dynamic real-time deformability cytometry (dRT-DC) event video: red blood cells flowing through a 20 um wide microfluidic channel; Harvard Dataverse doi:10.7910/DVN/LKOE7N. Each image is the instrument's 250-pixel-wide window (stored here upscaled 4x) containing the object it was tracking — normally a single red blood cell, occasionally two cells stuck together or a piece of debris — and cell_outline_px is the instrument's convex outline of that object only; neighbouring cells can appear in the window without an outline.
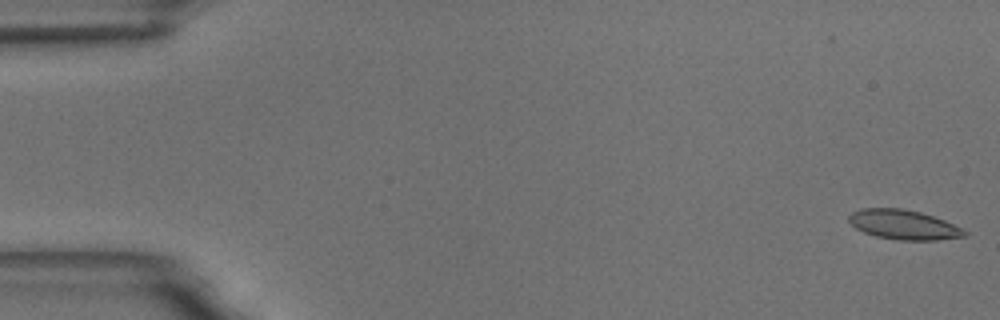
{"species": "common noctule bat (a hibernating species)", "species_latin": "Nyctalus noctula", "temperature_condition": "room temperature", "stored_images_in_passage": 12, "camera_frame_rate_fps": 3000, "um_per_image_px": 0.085, "animal": {"sex": "male", "body_mass_g": 18.8}, "frame": {"image": 1, "passage_image": 1, "time_ms": 0.0, "image_size_px": [1000, 320], "cell_outline_px": [[968, 236], [936, 240], [900, 240], [876, 236], [864, 232], [856, 228], [848, 220], [848, 216], [852, 212], [864, 208], [900, 208], [920, 212], [944, 220], [968, 232]], "centroid_in_image_um": [76.81, 19.1], "position_along_channel_um": 8.2, "area_um2": 19.77}}